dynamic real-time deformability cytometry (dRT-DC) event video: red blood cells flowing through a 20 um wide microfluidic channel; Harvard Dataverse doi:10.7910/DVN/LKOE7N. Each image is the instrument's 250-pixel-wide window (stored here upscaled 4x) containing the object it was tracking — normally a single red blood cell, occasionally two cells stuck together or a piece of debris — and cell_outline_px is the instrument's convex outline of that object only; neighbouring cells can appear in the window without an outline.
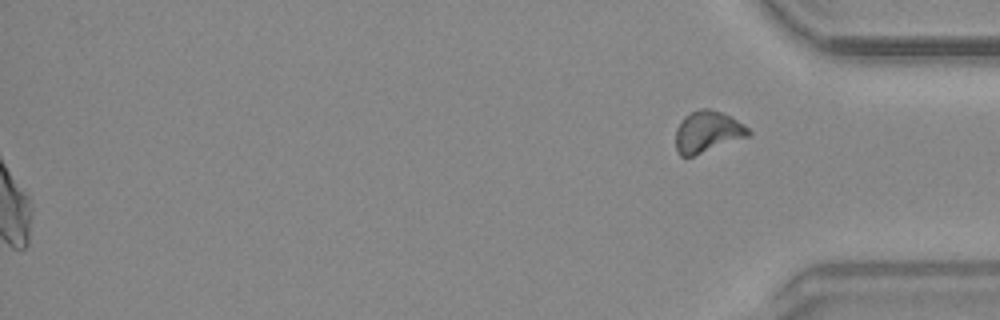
{"species": "common noctule bat (a hibernating species)", "species_latin": "Nyctalus noctula", "temperature_condition": "warm", "stored_images_in_passage": 48, "segment_of_instrument_passage": [2, 2], "camera_frame_rate_fps": 3000, "um_per_image_px": 0.085, "animal": {"sex": "male", "body_mass_g": 20.4}, "frame": {"image": 1, "passage_image": 48, "time_ms": 15.667, "image_size_px": [1000, 320], "cell_outline_px": [[752, 132], [748, 136], [692, 156], [680, 156], [676, 148], [676, 128], [684, 116], [700, 108], [708, 108], [732, 116], [744, 124]], "centroid_in_image_um": [60.14, 11.18], "position_along_channel_um": 375.1, "area_um2": 17.4}}